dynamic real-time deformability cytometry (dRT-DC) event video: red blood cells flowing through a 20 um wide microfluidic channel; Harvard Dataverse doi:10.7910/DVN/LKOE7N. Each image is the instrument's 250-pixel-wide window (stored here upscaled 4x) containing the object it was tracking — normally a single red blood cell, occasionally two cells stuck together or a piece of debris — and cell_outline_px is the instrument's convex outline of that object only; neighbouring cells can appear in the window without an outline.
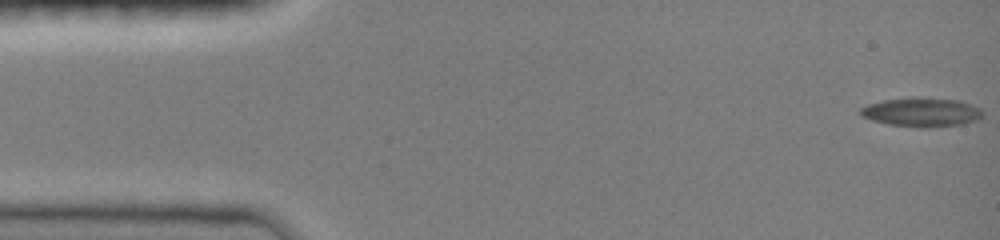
{"species": "common noctule bat (a hibernating species)", "species_latin": "Nyctalus noctula", "temperature_condition": "room temperature", "stored_images_in_passage": 51, "camera_frame_rate_fps": 3000, "um_per_image_px": 0.085, "animal": {"sex": "female", "body_mass_g": 19.0, "forearm_length_mm": 51.5}, "frame": {"image": 1, "passage_image": 1, "time_ms": 0.0, "image_size_px": [1000, 240], "cell_outline_px": [[984, 116], [976, 120], [964, 124], [928, 128], [920, 128], [888, 124], [872, 120], [864, 116], [860, 112], [860, 108], [868, 104], [884, 100], [912, 96], [920, 96], [960, 100], [972, 104], [980, 108], [984, 112]], "centroid_in_image_um": [78.4, 9.52], "position_along_channel_um": 6.6, "area_um2": 21.15}}
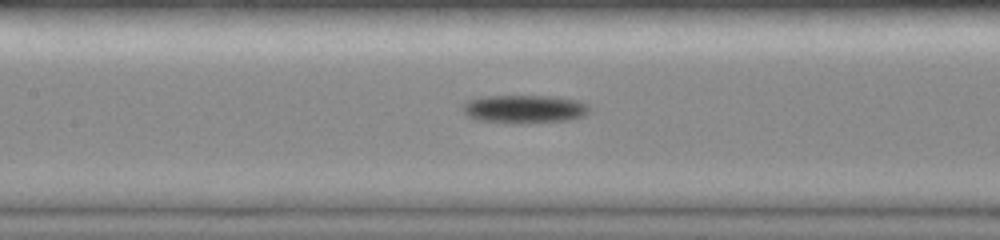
{"frame": {"image": 2, "passage_image": 23, "time_ms": 7.0, "image_size_px": [1000, 240], "cell_outline_px": [[588, 112], [584, 116], [568, 120], [520, 124], [512, 124], [480, 120], [468, 116], [460, 108], [460, 104], [464, 100], [480, 96], [552, 96], [580, 100], [588, 104]], "centroid_in_image_um": [44.51, 9.26], "position_along_channel_um": 162.9, "area_um2": 21.39}}
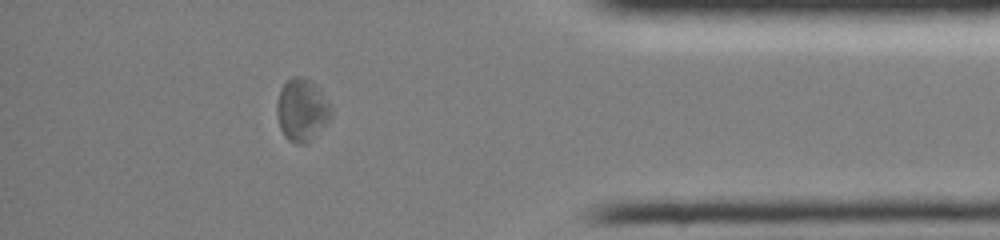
{"frame": {"image": 3, "passage_image": 43, "time_ms": 13.667, "image_size_px": [1000, 240], "cell_outline_px": [[332, 116], [308, 144], [296, 144], [288, 140], [284, 136], [280, 128], [276, 112], [276, 104], [280, 88], [292, 76], [304, 76], [312, 80], [320, 88], [328, 100], [332, 108]], "centroid_in_image_um": [25.67, 9.33], "position_along_channel_um": 409.5, "area_um2": 20.23}}